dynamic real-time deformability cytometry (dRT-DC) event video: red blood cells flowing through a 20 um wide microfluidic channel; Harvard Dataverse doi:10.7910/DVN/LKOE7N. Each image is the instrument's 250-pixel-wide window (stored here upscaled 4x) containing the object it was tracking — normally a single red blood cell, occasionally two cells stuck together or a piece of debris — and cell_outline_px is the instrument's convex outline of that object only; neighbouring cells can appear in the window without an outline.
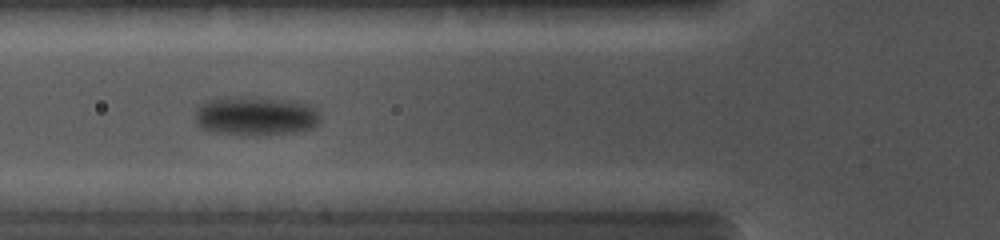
{"species": "common noctule bat (a hibernating species)", "species_latin": "Nyctalus noctula", "temperature_condition": "cold", "stored_images_in_passage": 34, "camera_frame_rate_fps": 5000, "um_per_image_px": 0.085, "animal": {"sex": "female", "body_mass_g": 19.0, "forearm_length_mm": 56.7}, "frame": {"image": 1, "passage_image": 8, "time_ms": 4.4, "image_size_px": [1000, 240], "cell_outline_px": [[320, 124], [312, 128], [296, 132], [216, 132], [200, 128], [196, 124], [196, 108], [204, 100], [216, 96], [232, 96], [288, 100], [312, 104], [320, 112]], "centroid_in_image_um": [21.72, 9.78], "position_along_channel_um": 104.1, "area_um2": 28.09}}
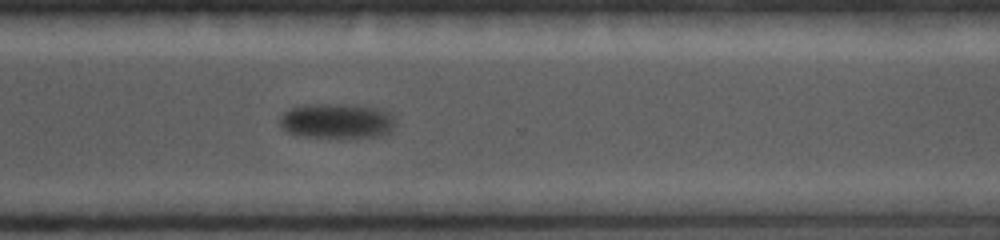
{"frame": {"image": 2, "passage_image": 20, "time_ms": 10.0, "image_size_px": [1000, 240], "cell_outline_px": [[396, 124], [392, 132], [384, 136], [308, 136], [288, 132], [280, 124], [280, 116], [284, 112], [292, 108], [352, 104], [372, 108], [384, 112], [392, 116]], "centroid_in_image_um": [28.7, 10.3], "position_along_channel_um": 341.9, "area_um2": 22.37}}
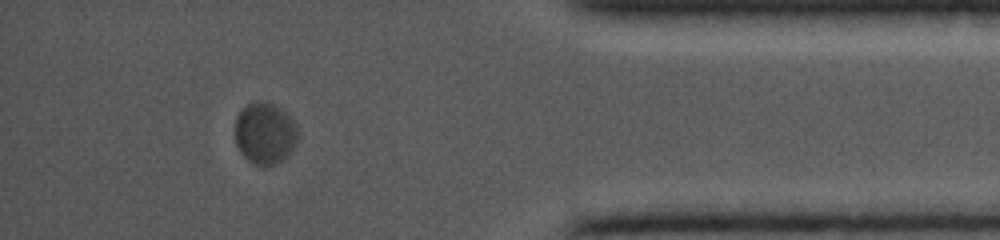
{"frame": {"image": 3, "passage_image": 28, "time_ms": 12.2, "image_size_px": [1000, 240], "cell_outline_px": [[296, 144], [288, 156], [284, 160], [276, 164], [256, 164], [248, 160], [240, 152], [236, 144], [236, 116], [240, 108], [244, 104], [252, 100], [264, 100], [280, 108], [296, 124]], "centroid_in_image_um": [22.49, 11.29], "position_along_channel_um": 412.7, "area_um2": 22.66}}